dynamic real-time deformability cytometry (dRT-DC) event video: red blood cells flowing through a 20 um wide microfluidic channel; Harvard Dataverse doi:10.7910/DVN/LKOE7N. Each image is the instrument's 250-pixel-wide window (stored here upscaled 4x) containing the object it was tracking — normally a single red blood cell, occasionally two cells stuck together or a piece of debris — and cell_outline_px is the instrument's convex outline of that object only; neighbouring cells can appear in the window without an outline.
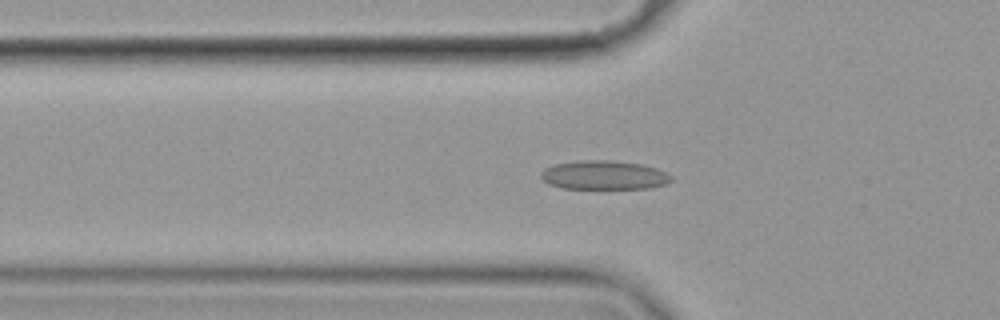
{"species": "common noctule bat (a hibernating species)", "species_latin": "Nyctalus noctula", "temperature_condition": "cold", "stored_images_in_passage": 54, "camera_frame_rate_fps": 3000, "um_per_image_px": 0.085, "animal": {"sex": "female", "body_mass_g": 19.9}, "frame": {"image": 1, "passage_image": 19, "time_ms": 6.0, "image_size_px": [1000, 320], "cell_outline_px": [[672, 180], [664, 184], [648, 188], [560, 188], [548, 184], [540, 176], [540, 172], [544, 168], [552, 164], [576, 160], [608, 160], [640, 164], [656, 168], [672, 176]], "centroid_in_image_um": [51.27, 14.87], "position_along_channel_um": 74.5, "area_um2": 21.96}}
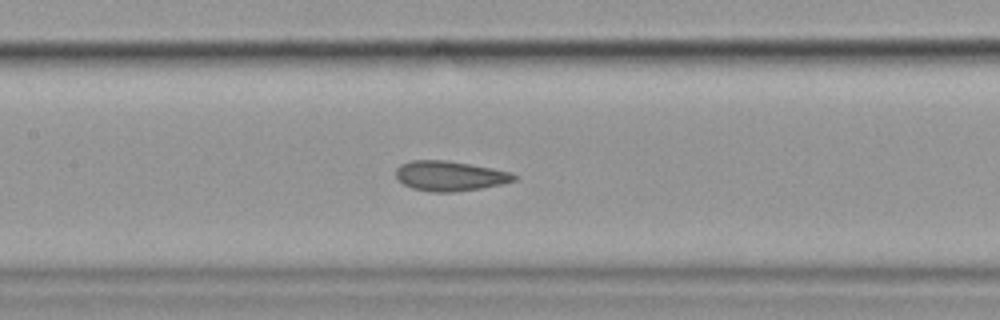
{"frame": {"image": 2, "passage_image": 27, "time_ms": 8.667, "image_size_px": [1000, 320], "cell_outline_px": [[516, 180], [504, 184], [480, 188], [452, 192], [432, 192], [412, 188], [396, 180], [396, 168], [400, 164], [412, 160], [444, 160], [492, 168], [508, 172], [516, 176]], "centroid_in_image_um": [38.19, 14.96], "position_along_channel_um": 169.2, "area_um2": 20.52}}
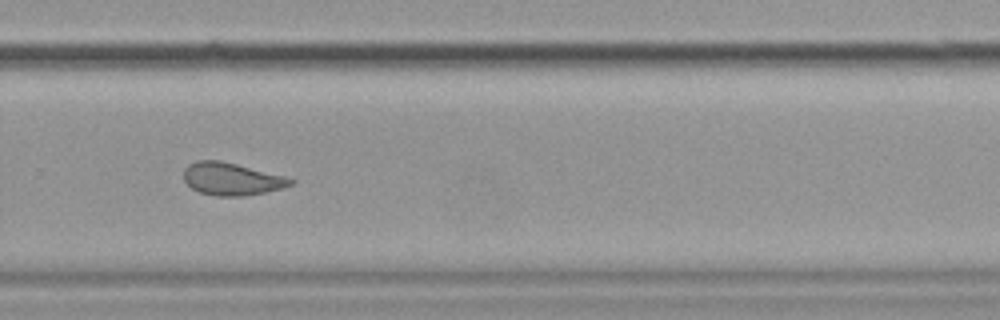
{"frame": {"image": 3, "passage_image": 39, "time_ms": 12.667, "image_size_px": [1000, 320], "cell_outline_px": [[296, 184], [284, 188], [244, 196], [216, 196], [200, 192], [192, 188], [184, 180], [184, 168], [188, 164], [196, 160], [220, 160], [284, 176], [296, 180]], "centroid_in_image_um": [19.7, 15.21], "position_along_channel_um": 310.1, "area_um2": 20.29}, "authors_computed_cell_mechanics": {"area_um2": 20.4901, "velocity_mm_per_s": 3.5325, "shape_relaxation_time_tau1_ms": null, "shape_relaxation_time_tau2_ms": 2.7855, "deformation_change_tau1": null, "deformation_change_tau2": 0.0785}}